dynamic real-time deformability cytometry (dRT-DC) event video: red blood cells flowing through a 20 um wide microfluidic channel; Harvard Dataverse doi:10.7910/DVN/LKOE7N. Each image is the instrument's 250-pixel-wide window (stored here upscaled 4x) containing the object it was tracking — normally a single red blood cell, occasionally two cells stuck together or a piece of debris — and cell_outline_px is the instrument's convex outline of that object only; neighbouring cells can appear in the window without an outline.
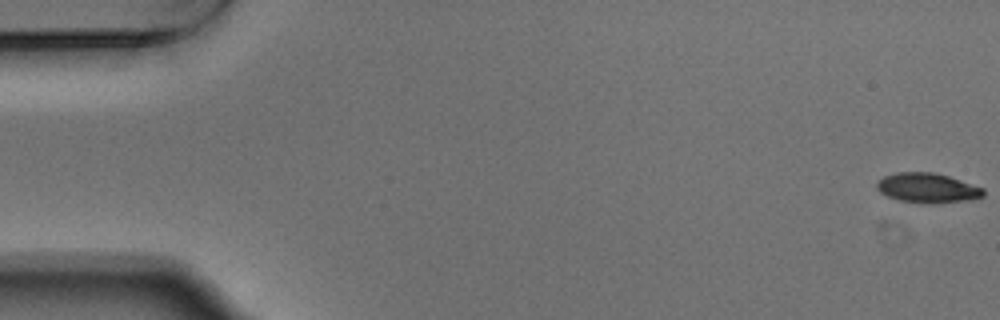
{"species": "Egyptian fruit bat (a non-hibernating species)", "species_latin": "Rousettus aegyptiacus", "temperature_condition": "warm", "stored_images_in_passage": 55, "camera_frame_rate_fps": 3000, "um_per_image_px": 0.085, "animal": {"sex": "male"}, "frame": {"image": 1, "passage_image": 1, "time_ms": 0.0, "image_size_px": [1000, 320], "cell_outline_px": [[984, 196], [968, 200], [932, 204], [928, 204], [896, 200], [880, 192], [876, 188], [876, 184], [884, 176], [896, 172], [932, 172], [948, 176], [984, 188]], "centroid_in_image_um": [78.82, 15.98], "position_along_channel_um": 6.2, "area_um2": 18.5}}
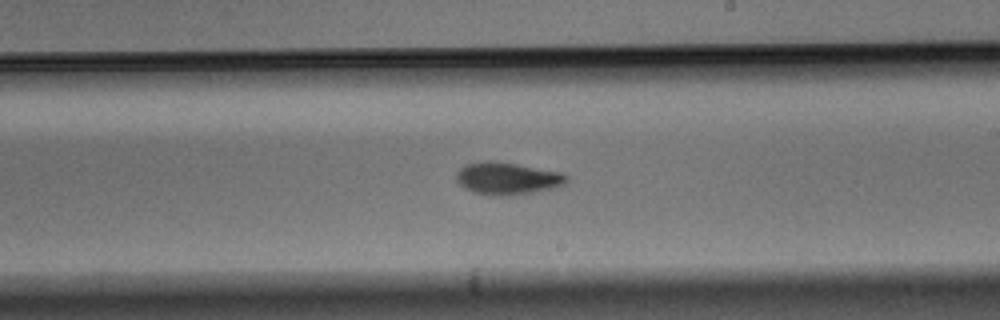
{"frame": {"image": 2, "passage_image": 32, "time_ms": 10.333, "image_size_px": [1000, 320], "cell_outline_px": [[568, 180], [564, 184], [556, 188], [532, 192], [504, 196], [492, 196], [472, 192], [464, 188], [456, 180], [456, 172], [464, 164], [484, 160], [488, 160], [516, 164], [560, 172], [568, 176]], "centroid_in_image_um": [43.09, 15.17], "position_along_channel_um": 245.9, "area_um2": 20.87}}
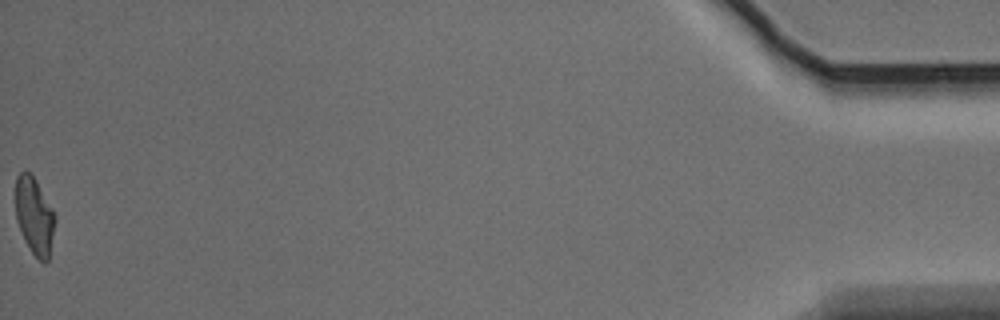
{"frame": {"image": 3, "passage_image": 55, "time_ms": 18.0, "image_size_px": [1000, 320], "cell_outline_px": [[56, 220], [48, 260], [44, 264], [32, 252], [24, 240], [16, 220], [16, 176], [24, 168], [36, 180], [52, 208], [56, 216]], "centroid_in_image_um": [2.92, 18.34], "position_along_channel_um": 432.3, "area_um2": 17.74}, "authors_computed_cell_mechanics": {"area_um2": 19.1318, "velocity_mm_per_s": 3.7441, "shape_relaxation_time_tau1_ms": 2.566, "shape_relaxation_time_tau2_ms": 5.6814, "deformation_change_tau1": 0.1426, "deformation_change_tau2": 0.1313}}